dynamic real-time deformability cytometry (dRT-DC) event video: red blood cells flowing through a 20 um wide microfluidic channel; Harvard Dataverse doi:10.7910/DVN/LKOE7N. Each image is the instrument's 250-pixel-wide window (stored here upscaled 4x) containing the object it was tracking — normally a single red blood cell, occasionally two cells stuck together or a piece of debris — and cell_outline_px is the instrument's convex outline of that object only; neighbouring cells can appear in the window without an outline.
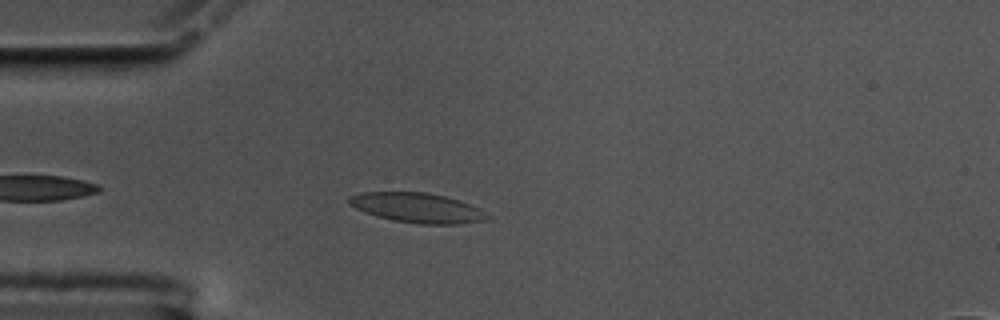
{"species": "common noctule bat (a hibernating species)", "species_latin": "Nyctalus noctula", "temperature_condition": "cold", "stored_images_in_passage": 27, "camera_frame_rate_fps": 3000, "um_per_image_px": 0.085, "animal": {"sex": "male", "body_mass_g": 17.5, "forearm_length_mm": 52.3}, "frame": {"image": 1, "passage_image": 5, "time_ms": 1.333, "image_size_px": [1000, 320], "cell_outline_px": [[492, 216], [488, 220], [456, 224], [420, 224], [392, 220], [376, 216], [364, 212], [348, 204], [348, 196], [360, 192], [424, 192], [444, 196], [460, 200]], "centroid_in_image_um": [35.43, 17.66], "position_along_channel_um": 49.6, "area_um2": 23.99}}